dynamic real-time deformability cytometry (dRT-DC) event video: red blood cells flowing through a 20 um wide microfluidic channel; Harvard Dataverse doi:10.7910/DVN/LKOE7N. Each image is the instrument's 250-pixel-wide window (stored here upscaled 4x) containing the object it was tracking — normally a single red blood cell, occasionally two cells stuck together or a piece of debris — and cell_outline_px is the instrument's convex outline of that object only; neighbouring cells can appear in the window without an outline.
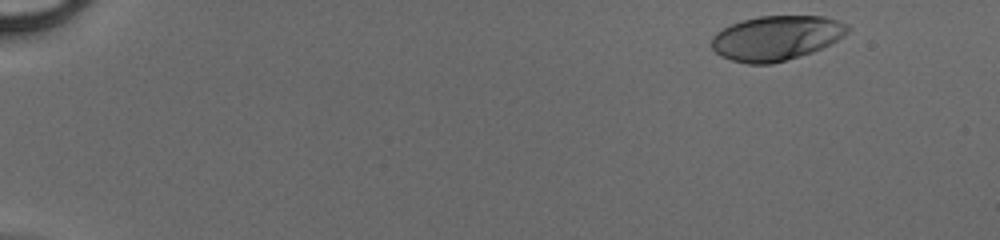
{"species": "human", "species_latin": "Homo sapiens", "temperature_condition": "cold", "stored_images_in_passage": 42, "camera_frame_rate_fps": 3000, "um_per_image_px": 0.085, "donor": {"sex": "male"}, "frame": {"image": 1, "passage_image": 1, "time_ms": 0.0, "image_size_px": [1000, 240], "cell_outline_px": [[852, 28], [848, 32], [836, 40], [812, 52], [772, 64], [748, 64], [732, 60], [720, 56], [712, 48], [712, 36], [716, 32], [740, 20], [760, 16], [824, 16], [848, 24]], "centroid_in_image_um": [65.97, 3.22], "position_along_channel_um": 19.0, "area_um2": 35.32}}
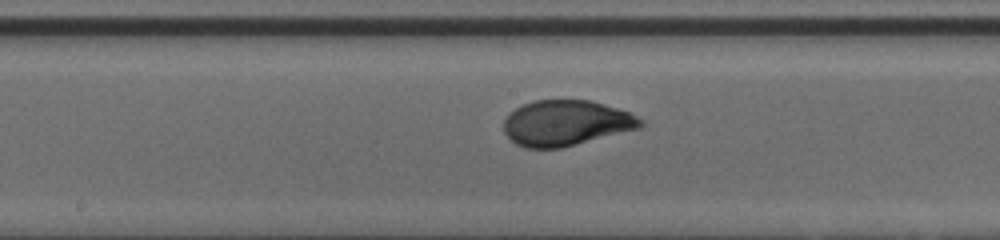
{"frame": {"image": 2, "passage_image": 24, "time_ms": 7.667, "image_size_px": [1000, 240], "cell_outline_px": [[644, 124], [640, 128], [560, 148], [524, 148], [516, 144], [504, 132], [504, 120], [516, 108], [524, 104], [536, 100], [592, 100], [628, 112], [644, 120]], "centroid_in_image_um": [48.12, 10.46], "position_along_channel_um": 200.1, "area_um2": 36.01}}
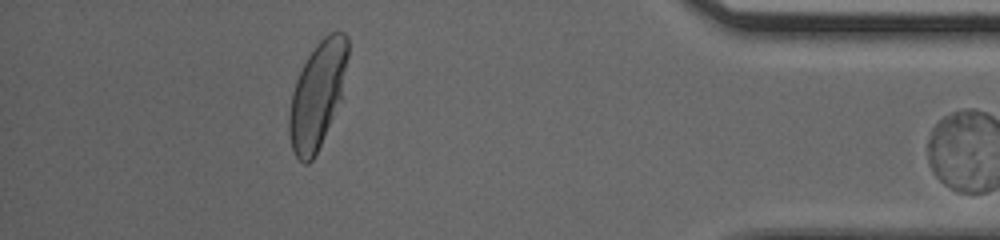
{"frame": {"image": 3, "passage_image": 41, "time_ms": 13.333, "image_size_px": [1000, 240], "cell_outline_px": [[348, 56], [340, 96], [332, 116], [320, 144], [312, 160], [308, 164], [304, 164], [296, 156], [292, 148], [288, 132], [288, 116], [292, 92], [296, 80], [308, 56], [316, 44], [328, 32], [344, 32], [348, 36]], "centroid_in_image_um": [26.95, 8.03], "position_along_channel_um": 408.3, "area_um2": 35.43}}